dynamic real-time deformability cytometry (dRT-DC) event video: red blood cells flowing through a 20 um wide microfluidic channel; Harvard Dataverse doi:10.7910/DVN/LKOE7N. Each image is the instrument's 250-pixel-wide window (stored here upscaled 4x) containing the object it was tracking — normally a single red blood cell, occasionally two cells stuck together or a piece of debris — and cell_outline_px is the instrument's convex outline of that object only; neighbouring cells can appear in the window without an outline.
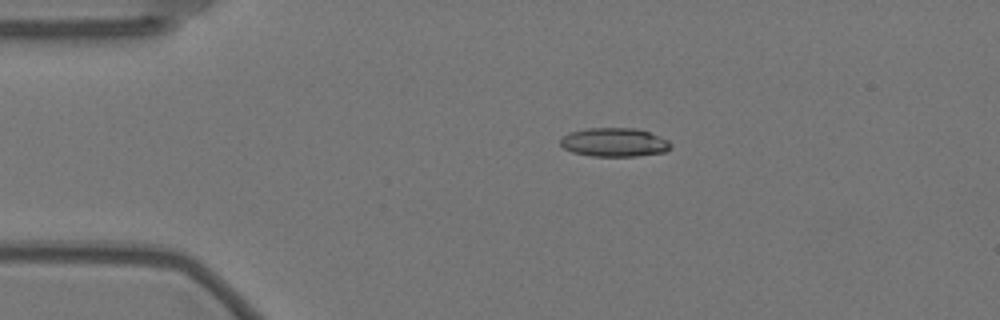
{"species": "Egyptian fruit bat (a non-hibernating species)", "species_latin": "Rousettus aegyptiacus", "temperature_condition": "warm", "stored_images_in_passage": 58, "camera_frame_rate_fps": 3000, "um_per_image_px": 0.085, "animal": {"sex": "female"}, "frame": {"image": 1, "passage_image": 12, "time_ms": 3.667, "image_size_px": [1000, 320], "cell_outline_px": [[672, 144], [664, 152], [636, 156], [592, 156], [572, 152], [564, 148], [560, 144], [560, 140], [568, 132], [588, 128], [636, 128], [660, 136], [668, 140]], "centroid_in_image_um": [52.2, 12.09], "position_along_channel_um": 32.8, "area_um2": 18.44}}
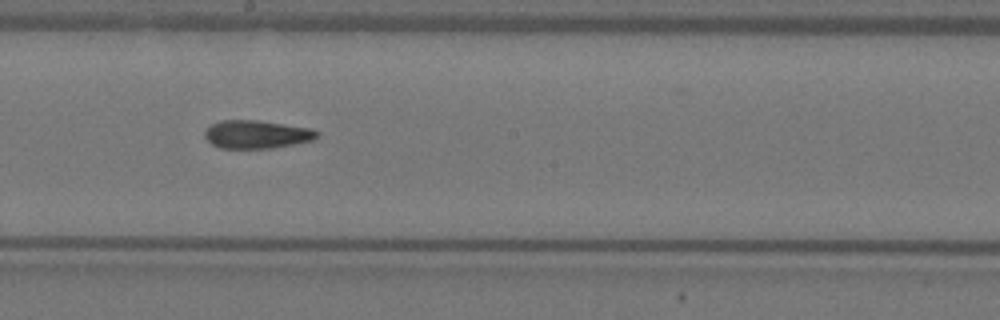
{"frame": {"image": 2, "passage_image": 32, "time_ms": 10.333, "image_size_px": [1000, 320], "cell_outline_px": [[320, 132], [316, 140], [272, 148], [220, 148], [212, 144], [204, 136], [204, 132], [212, 124], [220, 120], [256, 120], [312, 128]], "centroid_in_image_um": [21.86, 11.42], "position_along_channel_um": 226.3, "area_um2": 18.5}}
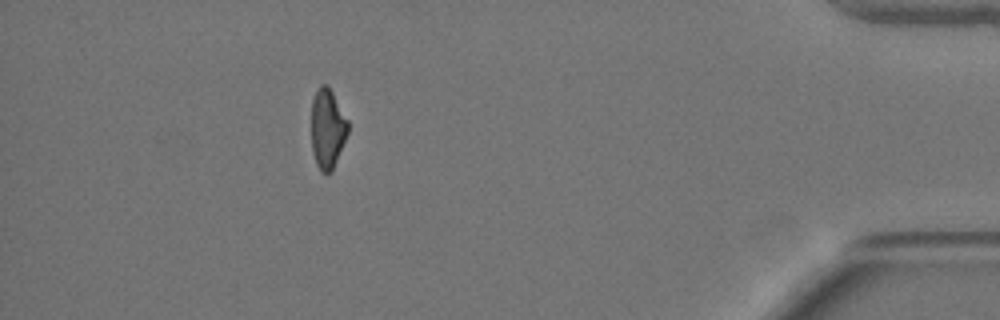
{"frame": {"image": 3, "passage_image": 52, "time_ms": 17.0, "image_size_px": [1000, 320], "cell_outline_px": [[348, 132], [336, 160], [332, 168], [328, 172], [320, 172], [316, 164], [312, 152], [312, 100], [320, 84], [328, 84], [348, 120]], "centroid_in_image_um": [27.82, 10.89], "position_along_channel_um": 407.4, "area_um2": 16.76}, "authors_computed_cell_mechanics": {"area_um2": 18.4382, "velocity_mm_per_s": 3.5306, "shape_relaxation_time_tau1_ms": null, "shape_relaxation_time_tau2_ms": 5.7901, "deformation_change_tau1": null, "deformation_change_tau2": 0.1494}}